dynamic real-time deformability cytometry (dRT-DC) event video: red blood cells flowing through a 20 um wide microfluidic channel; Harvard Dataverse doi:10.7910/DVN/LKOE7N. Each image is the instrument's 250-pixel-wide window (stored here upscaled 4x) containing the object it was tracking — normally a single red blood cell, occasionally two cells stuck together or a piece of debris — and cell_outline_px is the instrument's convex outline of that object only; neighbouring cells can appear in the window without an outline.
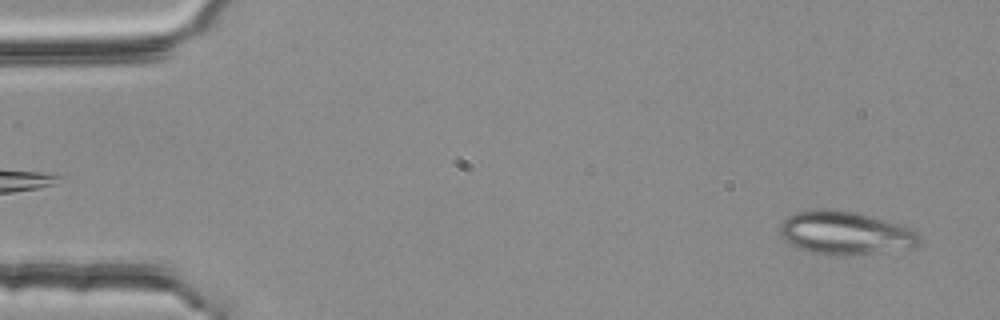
{"species": "common noctule bat (a hibernating species)", "species_latin": "Nyctalus noctula", "temperature_condition": "room temperature", "stored_images_in_passage": 5, "camera_frame_rate_fps": 3000, "um_per_image_px": 0.085, "animal": {"sex": "female", "body_mass_g": 25.1}, "frame": {"image": 1, "passage_image": 5, "time_ms": 1.333, "image_size_px": [1000, 320], "cell_outline_px": [[920, 244], [912, 248], [876, 252], [836, 256], [812, 252], [796, 248], [784, 240], [780, 232], [780, 224], [788, 216], [796, 212], [820, 208], [856, 212], [896, 224], [908, 228], [916, 232], [920, 236]], "centroid_in_image_um": [71.8, 19.81], "position_along_channel_um": 13.2, "area_um2": 34.8}}